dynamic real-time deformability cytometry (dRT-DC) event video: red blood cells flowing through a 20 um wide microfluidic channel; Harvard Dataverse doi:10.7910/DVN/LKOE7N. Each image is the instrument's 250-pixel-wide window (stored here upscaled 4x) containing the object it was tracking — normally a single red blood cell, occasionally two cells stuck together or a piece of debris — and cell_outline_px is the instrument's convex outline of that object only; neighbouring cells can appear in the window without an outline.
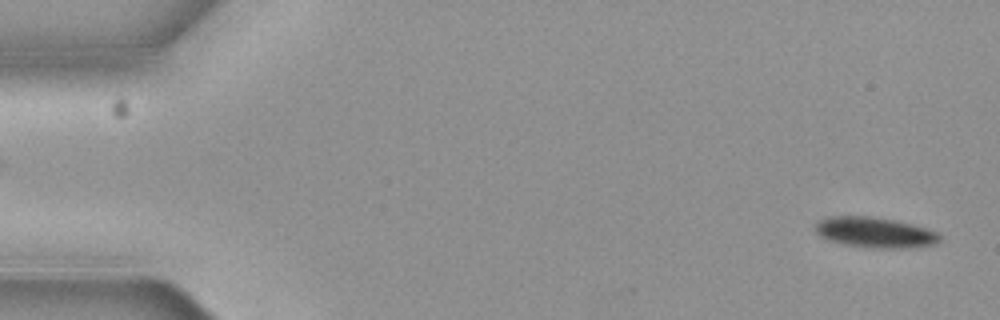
{"species": "common noctule bat (a hibernating species)", "species_latin": "Nyctalus noctula", "temperature_condition": "cold", "stored_images_in_passage": 4, "segment_of_instrument_passage": [2, 2], "camera_frame_rate_fps": 3000, "um_per_image_px": 0.085, "animal": {"sex": "female", "body_mass_g": 19.3, "forearm_length_mm": 54.1}, "frame": {"image": 1, "passage_image": 4, "time_ms": 1.0, "image_size_px": [1000, 320], "cell_outline_px": [[940, 240], [928, 244], [900, 248], [872, 248], [844, 244], [828, 240], [820, 236], [816, 232], [816, 224], [820, 220], [828, 216], [868, 216], [896, 220], [912, 224], [936, 232], [940, 236]], "centroid_in_image_um": [74.29, 19.74], "position_along_channel_um": 10.7, "area_um2": 21.68}}